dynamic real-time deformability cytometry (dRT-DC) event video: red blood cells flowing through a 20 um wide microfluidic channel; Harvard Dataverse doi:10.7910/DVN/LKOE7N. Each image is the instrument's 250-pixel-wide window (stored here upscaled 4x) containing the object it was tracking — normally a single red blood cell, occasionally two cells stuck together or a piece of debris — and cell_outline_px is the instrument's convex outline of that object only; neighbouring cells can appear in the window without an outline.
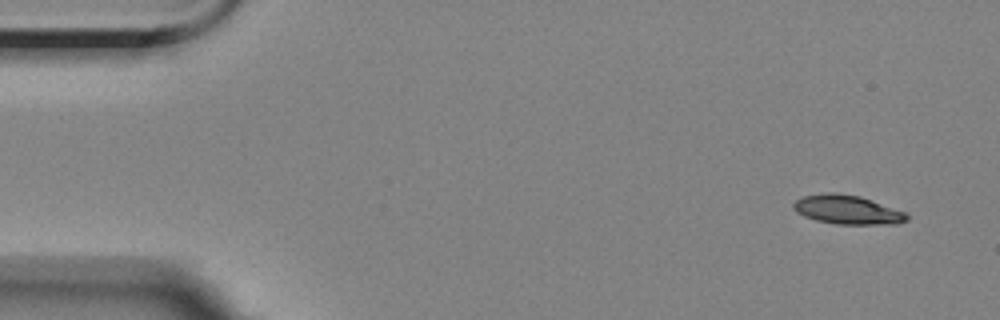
{"species": "Egyptian fruit bat (a non-hibernating species)", "species_latin": "Rousettus aegyptiacus", "temperature_condition": "room temperature", "stored_images_in_passage": 4, "camera_frame_rate_fps": 3000, "um_per_image_px": 0.085, "animal": {"sex": "female"}, "frame": {"image": 1, "passage_image": 1, "time_ms": 0.0, "image_size_px": [1000, 320], "cell_outline_px": [[908, 220], [896, 224], [836, 224], [816, 220], [804, 216], [796, 212], [792, 208], [792, 204], [796, 200], [804, 196], [828, 192], [832, 192], [860, 196], [908, 212]], "centroid_in_image_um": [72.05, 17.83], "position_along_channel_um": 13.0, "area_um2": 19.31}}
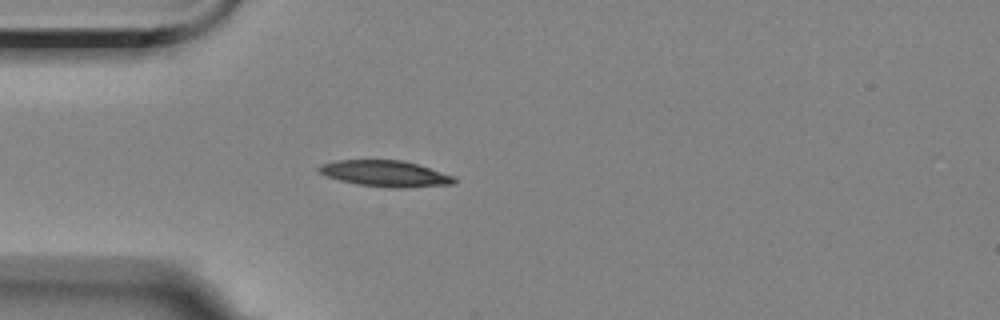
{"frame": {"image": 2, "passage_image": 4, "time_ms": 4.0, "image_size_px": [1000, 320], "cell_outline_px": [[456, 184], [400, 188], [392, 188], [360, 184], [340, 180], [328, 176], [320, 172], [320, 164], [336, 160], [400, 160], [416, 164], [456, 176]], "centroid_in_image_um": [32.81, 14.75], "position_along_channel_um": 52.2, "area_um2": 20.35}}